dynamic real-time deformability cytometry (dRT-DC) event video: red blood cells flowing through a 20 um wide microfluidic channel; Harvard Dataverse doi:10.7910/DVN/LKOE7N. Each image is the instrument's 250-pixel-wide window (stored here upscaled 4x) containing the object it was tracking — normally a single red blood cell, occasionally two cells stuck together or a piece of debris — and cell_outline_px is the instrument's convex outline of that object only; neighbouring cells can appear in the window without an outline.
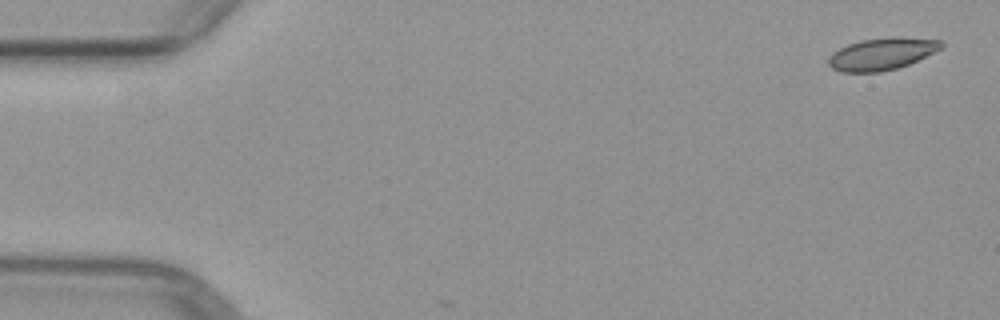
{"species": "common noctule bat (a hibernating species)", "species_latin": "Nyctalus noctula", "temperature_condition": "warm", "stored_images_in_passage": 7, "segment_of_instrument_passage": [1, 3], "camera_frame_rate_fps": 3000, "um_per_image_px": 0.085, "animal": {"sex": "female", "body_mass_g": 29.2, "forearm_length_mm": 56.3}, "frame": {"image": 1, "passage_image": 1, "time_ms": 0.0, "image_size_px": [1000, 320], "cell_outline_px": [[944, 48], [908, 64], [896, 68], [880, 72], [844, 72], [832, 68], [828, 64], [828, 56], [832, 52], [848, 44], [860, 40], [900, 36], [940, 40], [944, 44]], "centroid_in_image_um": [74.97, 4.57], "position_along_channel_um": 10.0, "area_um2": 21.15}}